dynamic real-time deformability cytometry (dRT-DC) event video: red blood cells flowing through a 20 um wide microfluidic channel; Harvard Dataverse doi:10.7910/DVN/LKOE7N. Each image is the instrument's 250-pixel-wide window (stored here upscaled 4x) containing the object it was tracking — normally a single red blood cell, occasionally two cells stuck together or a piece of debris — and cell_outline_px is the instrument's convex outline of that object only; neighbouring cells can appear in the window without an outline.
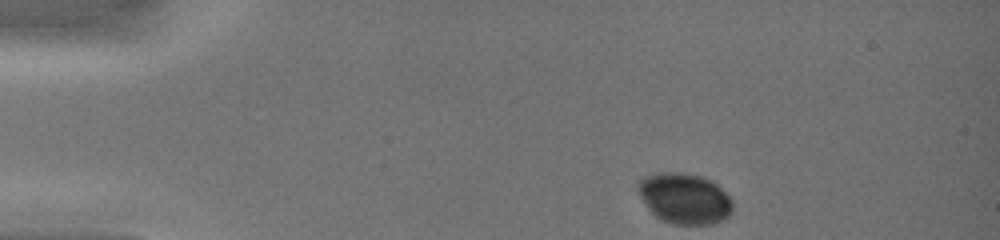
{"species": "common noctule bat (a hibernating species)", "species_latin": "Nyctalus noctula", "temperature_condition": "warm", "stored_images_in_passage": 3, "camera_frame_rate_fps": 3000, "um_per_image_px": 0.085, "animal": {"sex": "female", "body_mass_g": 19.0, "forearm_length_mm": 51.5}, "frame": {"image": 1, "passage_image": 1, "time_ms": 0.0, "image_size_px": [1000, 240], "cell_outline_px": [[732, 212], [724, 220], [712, 224], [672, 224], [660, 220], [648, 208], [640, 196], [636, 188], [636, 184], [644, 176], [660, 172], [684, 172], [700, 176], [712, 180], [732, 200]], "centroid_in_image_um": [58.17, 16.86], "position_along_channel_um": 26.8, "area_um2": 28.15}}